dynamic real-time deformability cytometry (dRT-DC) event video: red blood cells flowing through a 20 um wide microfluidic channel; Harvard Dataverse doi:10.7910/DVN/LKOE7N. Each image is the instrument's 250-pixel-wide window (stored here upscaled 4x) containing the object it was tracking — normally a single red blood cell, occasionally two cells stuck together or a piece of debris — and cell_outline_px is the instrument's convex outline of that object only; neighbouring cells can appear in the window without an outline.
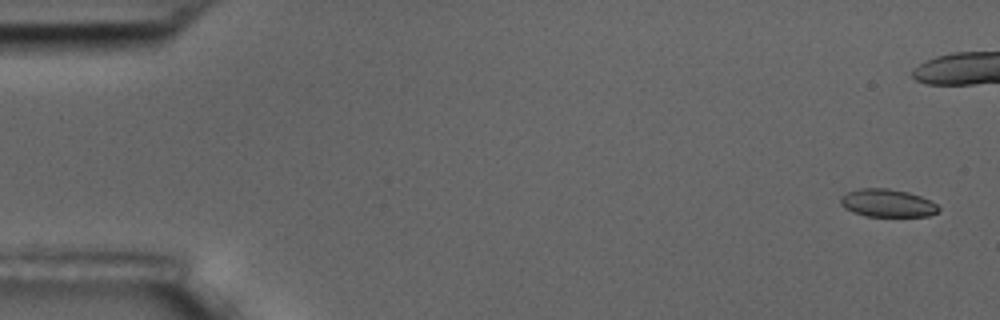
{"species": "common noctule bat (a hibernating species)", "species_latin": "Nyctalus noctula", "temperature_condition": "room temperature", "stored_images_in_passage": 18, "camera_frame_rate_fps": 3000, "um_per_image_px": 0.085, "animal": {"sex": "male", "body_mass_g": 17.5, "forearm_length_mm": 52.3}, "frame": {"image": 1, "passage_image": 1, "time_ms": 0.0, "image_size_px": [1000, 320], "cell_outline_px": [[940, 208], [936, 212], [928, 216], [868, 216], [852, 212], [844, 208], [840, 204], [840, 196], [848, 192], [860, 188], [888, 188], [908, 192], [920, 196], [936, 204]], "centroid_in_image_um": [75.38, 17.26], "position_along_channel_um": 9.6, "area_um2": 15.84}}
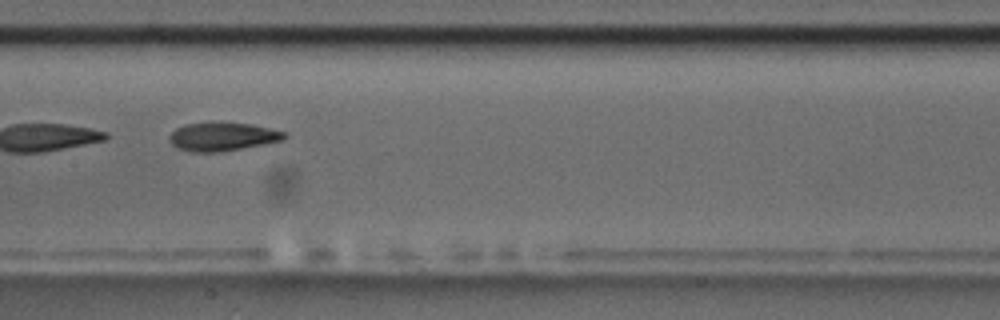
{"frame": {"image": 2, "passage_image": 11, "time_ms": 12.333, "image_size_px": [1000, 320], "cell_outline_px": [[288, 136], [284, 140], [264, 144], [220, 152], [192, 152], [180, 148], [172, 144], [168, 140], [168, 136], [176, 128], [184, 124], [252, 124], [284, 132]], "centroid_in_image_um": [18.91, 11.64], "position_along_channel_um": 188.5, "area_um2": 18.55}}
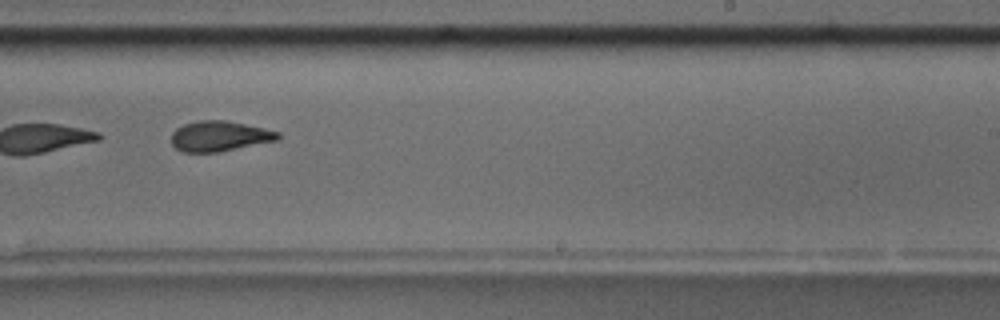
{"frame": {"image": 3, "passage_image": 13, "time_ms": 14.667, "image_size_px": [1000, 320], "cell_outline_px": [[280, 136], [276, 140], [220, 152], [184, 152], [176, 148], [172, 144], [172, 132], [176, 128], [184, 124], [196, 120], [224, 120], [264, 128], [280, 132]], "centroid_in_image_um": [18.63, 11.57], "position_along_channel_um": 270.4, "area_um2": 18.73}}